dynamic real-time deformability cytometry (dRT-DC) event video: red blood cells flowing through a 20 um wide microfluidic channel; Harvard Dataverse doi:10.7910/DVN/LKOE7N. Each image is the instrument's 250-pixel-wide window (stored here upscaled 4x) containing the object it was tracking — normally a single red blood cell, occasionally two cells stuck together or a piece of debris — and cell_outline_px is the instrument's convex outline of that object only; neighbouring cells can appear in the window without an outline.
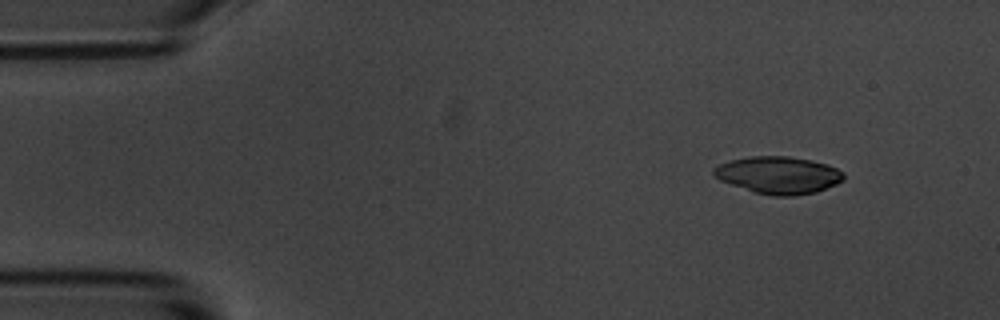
{"species": "common noctule bat (a hibernating species)", "species_latin": "Nyctalus noctula", "temperature_condition": "room temperature", "stored_images_in_passage": 4, "camera_frame_rate_fps": 3000, "um_per_image_px": 0.085, "animal": {"sex": "male", "body_mass_g": 20.1, "forearm_length_mm": 53.5}, "frame": {"image": 1, "passage_image": 1, "time_ms": 0.0, "image_size_px": [1000, 320], "cell_outline_px": [[844, 180], [836, 184], [816, 192], [792, 196], [772, 196], [752, 192], [720, 180], [712, 172], [712, 168], [728, 160], [748, 156], [788, 156], [812, 160], [828, 164], [844, 172]], "centroid_in_image_um": [66.16, 14.88], "position_along_channel_um": 18.8, "area_um2": 28.44}}